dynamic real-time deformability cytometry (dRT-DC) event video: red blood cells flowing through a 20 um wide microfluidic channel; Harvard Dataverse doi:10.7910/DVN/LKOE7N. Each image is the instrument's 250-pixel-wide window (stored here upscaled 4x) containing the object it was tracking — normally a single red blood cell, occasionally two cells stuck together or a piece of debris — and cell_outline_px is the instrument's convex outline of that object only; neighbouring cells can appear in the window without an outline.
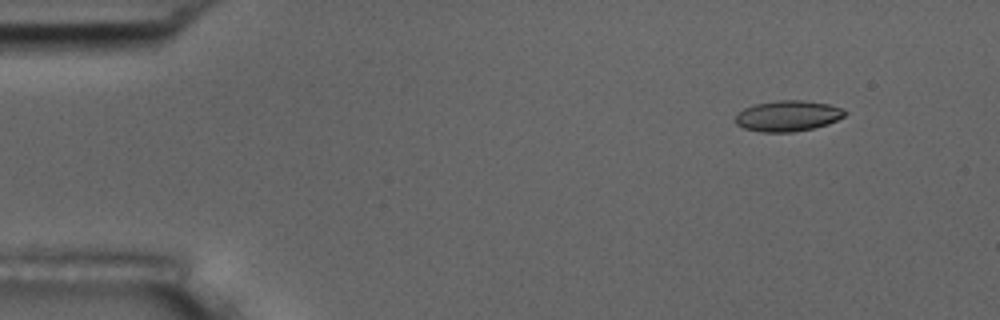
{"species": "common noctule bat (a hibernating species)", "species_latin": "Nyctalus noctula", "temperature_condition": "room temperature", "stored_images_in_passage": 4, "camera_frame_rate_fps": 3000, "um_per_image_px": 0.085, "animal": {"sex": "male", "body_mass_g": 17.5, "forearm_length_mm": 52.3}, "frame": {"image": 1, "passage_image": 2, "time_ms": 1.0, "image_size_px": [1000, 320], "cell_outline_px": [[848, 112], [844, 116], [828, 124], [812, 128], [792, 132], [760, 132], [744, 128], [736, 124], [736, 116], [744, 108], [756, 104], [776, 100], [804, 100], [828, 104], [844, 108]], "centroid_in_image_um": [66.99, 9.85], "position_along_channel_um": 18.0, "area_um2": 19.59}}
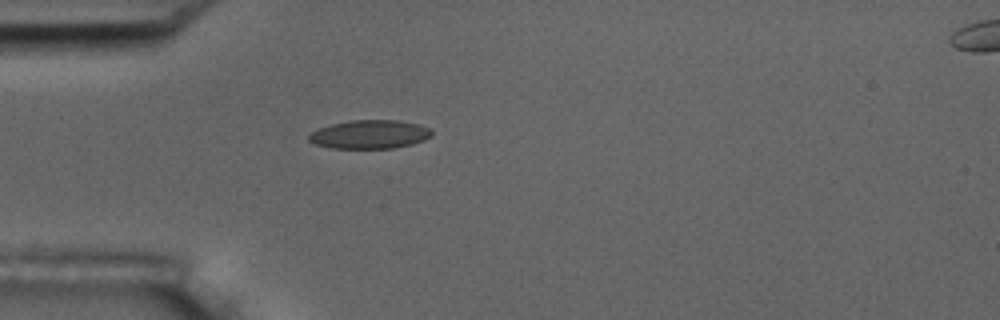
{"frame": {"image": 2, "passage_image": 4, "time_ms": 4.333, "image_size_px": [1000, 320], "cell_outline_px": [[432, 136], [424, 140], [412, 144], [392, 148], [332, 148], [316, 144], [308, 140], [308, 136], [312, 132], [320, 128], [332, 124], [352, 120], [396, 120], [416, 124], [428, 128], [432, 132]], "centroid_in_image_um": [31.43, 11.42], "position_along_channel_um": 53.6, "area_um2": 20.23}}